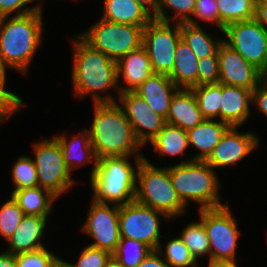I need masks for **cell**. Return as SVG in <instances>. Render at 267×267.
<instances>
[{"mask_svg": "<svg viewBox=\"0 0 267 267\" xmlns=\"http://www.w3.org/2000/svg\"><path fill=\"white\" fill-rule=\"evenodd\" d=\"M169 77L179 88L190 89L198 85V58L182 38L176 46Z\"/></svg>", "mask_w": 267, "mask_h": 267, "instance_id": "24", "label": "cell"}, {"mask_svg": "<svg viewBox=\"0 0 267 267\" xmlns=\"http://www.w3.org/2000/svg\"><path fill=\"white\" fill-rule=\"evenodd\" d=\"M16 267H60L62 259L45 247L33 252L15 255Z\"/></svg>", "mask_w": 267, "mask_h": 267, "instance_id": "37", "label": "cell"}, {"mask_svg": "<svg viewBox=\"0 0 267 267\" xmlns=\"http://www.w3.org/2000/svg\"><path fill=\"white\" fill-rule=\"evenodd\" d=\"M33 147L38 186L48 189L59 198L76 183L65 164L59 142L52 137L34 143Z\"/></svg>", "mask_w": 267, "mask_h": 267, "instance_id": "9", "label": "cell"}, {"mask_svg": "<svg viewBox=\"0 0 267 267\" xmlns=\"http://www.w3.org/2000/svg\"><path fill=\"white\" fill-rule=\"evenodd\" d=\"M47 217L25 215L12 237L7 241V252L17 255L44 248L41 240L45 235Z\"/></svg>", "mask_w": 267, "mask_h": 267, "instance_id": "20", "label": "cell"}, {"mask_svg": "<svg viewBox=\"0 0 267 267\" xmlns=\"http://www.w3.org/2000/svg\"><path fill=\"white\" fill-rule=\"evenodd\" d=\"M54 138L60 144L65 164L71 173L81 165L90 161L94 162V167L90 174L91 178L95 173L97 157L92 147L88 129L83 128L82 132L75 135L71 140L64 135H58Z\"/></svg>", "mask_w": 267, "mask_h": 267, "instance_id": "22", "label": "cell"}, {"mask_svg": "<svg viewBox=\"0 0 267 267\" xmlns=\"http://www.w3.org/2000/svg\"><path fill=\"white\" fill-rule=\"evenodd\" d=\"M218 53L198 59V85L218 83Z\"/></svg>", "mask_w": 267, "mask_h": 267, "instance_id": "40", "label": "cell"}, {"mask_svg": "<svg viewBox=\"0 0 267 267\" xmlns=\"http://www.w3.org/2000/svg\"><path fill=\"white\" fill-rule=\"evenodd\" d=\"M152 19L143 29V43L154 73L170 75L176 46L181 39L180 23Z\"/></svg>", "mask_w": 267, "mask_h": 267, "instance_id": "11", "label": "cell"}, {"mask_svg": "<svg viewBox=\"0 0 267 267\" xmlns=\"http://www.w3.org/2000/svg\"><path fill=\"white\" fill-rule=\"evenodd\" d=\"M135 200L163 212L170 219L187 210L172 185L169 167H155L146 158L138 166Z\"/></svg>", "mask_w": 267, "mask_h": 267, "instance_id": "6", "label": "cell"}, {"mask_svg": "<svg viewBox=\"0 0 267 267\" xmlns=\"http://www.w3.org/2000/svg\"><path fill=\"white\" fill-rule=\"evenodd\" d=\"M13 191L22 188L38 186L37 169L34 159L29 156H20L12 167Z\"/></svg>", "mask_w": 267, "mask_h": 267, "instance_id": "35", "label": "cell"}, {"mask_svg": "<svg viewBox=\"0 0 267 267\" xmlns=\"http://www.w3.org/2000/svg\"><path fill=\"white\" fill-rule=\"evenodd\" d=\"M237 128L231 126L205 160L214 170L238 163L259 145L255 133H240Z\"/></svg>", "mask_w": 267, "mask_h": 267, "instance_id": "16", "label": "cell"}, {"mask_svg": "<svg viewBox=\"0 0 267 267\" xmlns=\"http://www.w3.org/2000/svg\"><path fill=\"white\" fill-rule=\"evenodd\" d=\"M144 27L100 19L79 36L92 48L117 62L132 50L142 46Z\"/></svg>", "mask_w": 267, "mask_h": 267, "instance_id": "7", "label": "cell"}, {"mask_svg": "<svg viewBox=\"0 0 267 267\" xmlns=\"http://www.w3.org/2000/svg\"><path fill=\"white\" fill-rule=\"evenodd\" d=\"M106 156L97 159L96 169L90 178L93 200L98 203L122 206L136 198L137 170L145 157Z\"/></svg>", "mask_w": 267, "mask_h": 267, "instance_id": "4", "label": "cell"}, {"mask_svg": "<svg viewBox=\"0 0 267 267\" xmlns=\"http://www.w3.org/2000/svg\"><path fill=\"white\" fill-rule=\"evenodd\" d=\"M11 196L23 210L24 215L39 217H48L52 213L53 201L58 199L48 189L40 186L12 191Z\"/></svg>", "mask_w": 267, "mask_h": 267, "instance_id": "26", "label": "cell"}, {"mask_svg": "<svg viewBox=\"0 0 267 267\" xmlns=\"http://www.w3.org/2000/svg\"><path fill=\"white\" fill-rule=\"evenodd\" d=\"M42 12L0 17V57L14 70L26 74L43 34Z\"/></svg>", "mask_w": 267, "mask_h": 267, "instance_id": "3", "label": "cell"}, {"mask_svg": "<svg viewBox=\"0 0 267 267\" xmlns=\"http://www.w3.org/2000/svg\"><path fill=\"white\" fill-rule=\"evenodd\" d=\"M151 249L144 243L129 238H120L115 251L114 260L120 267H137Z\"/></svg>", "mask_w": 267, "mask_h": 267, "instance_id": "31", "label": "cell"}, {"mask_svg": "<svg viewBox=\"0 0 267 267\" xmlns=\"http://www.w3.org/2000/svg\"><path fill=\"white\" fill-rule=\"evenodd\" d=\"M217 53L220 71L219 84L253 90L262 80L261 71L247 62L224 41L220 44Z\"/></svg>", "mask_w": 267, "mask_h": 267, "instance_id": "15", "label": "cell"}, {"mask_svg": "<svg viewBox=\"0 0 267 267\" xmlns=\"http://www.w3.org/2000/svg\"><path fill=\"white\" fill-rule=\"evenodd\" d=\"M171 219L161 211L143 205L136 200L120 206V238H129L146 244L151 250H157L160 243L161 217Z\"/></svg>", "mask_w": 267, "mask_h": 267, "instance_id": "10", "label": "cell"}, {"mask_svg": "<svg viewBox=\"0 0 267 267\" xmlns=\"http://www.w3.org/2000/svg\"><path fill=\"white\" fill-rule=\"evenodd\" d=\"M106 267H120L114 260H111Z\"/></svg>", "mask_w": 267, "mask_h": 267, "instance_id": "51", "label": "cell"}, {"mask_svg": "<svg viewBox=\"0 0 267 267\" xmlns=\"http://www.w3.org/2000/svg\"><path fill=\"white\" fill-rule=\"evenodd\" d=\"M169 174L178 197L186 207L190 201L199 203V209L226 205V202L221 203L218 174L205 161L183 160L169 166Z\"/></svg>", "mask_w": 267, "mask_h": 267, "instance_id": "5", "label": "cell"}, {"mask_svg": "<svg viewBox=\"0 0 267 267\" xmlns=\"http://www.w3.org/2000/svg\"><path fill=\"white\" fill-rule=\"evenodd\" d=\"M203 120L193 91L180 88L172 98L166 123L188 131Z\"/></svg>", "mask_w": 267, "mask_h": 267, "instance_id": "21", "label": "cell"}, {"mask_svg": "<svg viewBox=\"0 0 267 267\" xmlns=\"http://www.w3.org/2000/svg\"><path fill=\"white\" fill-rule=\"evenodd\" d=\"M253 103L257 105L260 112L267 117V83L262 80L252 90V104Z\"/></svg>", "mask_w": 267, "mask_h": 267, "instance_id": "43", "label": "cell"}, {"mask_svg": "<svg viewBox=\"0 0 267 267\" xmlns=\"http://www.w3.org/2000/svg\"><path fill=\"white\" fill-rule=\"evenodd\" d=\"M111 260L110 252L88 245L83 249L76 263L62 260V265L65 267H106Z\"/></svg>", "mask_w": 267, "mask_h": 267, "instance_id": "38", "label": "cell"}, {"mask_svg": "<svg viewBox=\"0 0 267 267\" xmlns=\"http://www.w3.org/2000/svg\"><path fill=\"white\" fill-rule=\"evenodd\" d=\"M24 106L23 99L0 85V124Z\"/></svg>", "mask_w": 267, "mask_h": 267, "instance_id": "41", "label": "cell"}, {"mask_svg": "<svg viewBox=\"0 0 267 267\" xmlns=\"http://www.w3.org/2000/svg\"><path fill=\"white\" fill-rule=\"evenodd\" d=\"M101 19L134 26H146L153 16L135 0H104Z\"/></svg>", "mask_w": 267, "mask_h": 267, "instance_id": "25", "label": "cell"}, {"mask_svg": "<svg viewBox=\"0 0 267 267\" xmlns=\"http://www.w3.org/2000/svg\"><path fill=\"white\" fill-rule=\"evenodd\" d=\"M256 2H263V3H267V0H256Z\"/></svg>", "mask_w": 267, "mask_h": 267, "instance_id": "53", "label": "cell"}, {"mask_svg": "<svg viewBox=\"0 0 267 267\" xmlns=\"http://www.w3.org/2000/svg\"><path fill=\"white\" fill-rule=\"evenodd\" d=\"M139 5H141L148 13L153 17L158 12L159 0H135Z\"/></svg>", "mask_w": 267, "mask_h": 267, "instance_id": "46", "label": "cell"}, {"mask_svg": "<svg viewBox=\"0 0 267 267\" xmlns=\"http://www.w3.org/2000/svg\"><path fill=\"white\" fill-rule=\"evenodd\" d=\"M150 143L160 156L184 155L189 147L188 132L180 127L166 124Z\"/></svg>", "mask_w": 267, "mask_h": 267, "instance_id": "27", "label": "cell"}, {"mask_svg": "<svg viewBox=\"0 0 267 267\" xmlns=\"http://www.w3.org/2000/svg\"><path fill=\"white\" fill-rule=\"evenodd\" d=\"M137 267H170L158 250H151Z\"/></svg>", "mask_w": 267, "mask_h": 267, "instance_id": "44", "label": "cell"}, {"mask_svg": "<svg viewBox=\"0 0 267 267\" xmlns=\"http://www.w3.org/2000/svg\"><path fill=\"white\" fill-rule=\"evenodd\" d=\"M219 22L226 27L235 22L255 19L256 0H217Z\"/></svg>", "mask_w": 267, "mask_h": 267, "instance_id": "30", "label": "cell"}, {"mask_svg": "<svg viewBox=\"0 0 267 267\" xmlns=\"http://www.w3.org/2000/svg\"><path fill=\"white\" fill-rule=\"evenodd\" d=\"M229 203L208 209H199L200 220L206 230L210 260L235 261L238 236V222L229 210Z\"/></svg>", "mask_w": 267, "mask_h": 267, "instance_id": "8", "label": "cell"}, {"mask_svg": "<svg viewBox=\"0 0 267 267\" xmlns=\"http://www.w3.org/2000/svg\"><path fill=\"white\" fill-rule=\"evenodd\" d=\"M28 5L24 0H0V17L10 16L13 12L15 16H22L33 11L42 12L40 4L31 7H25Z\"/></svg>", "mask_w": 267, "mask_h": 267, "instance_id": "42", "label": "cell"}, {"mask_svg": "<svg viewBox=\"0 0 267 267\" xmlns=\"http://www.w3.org/2000/svg\"><path fill=\"white\" fill-rule=\"evenodd\" d=\"M119 104L132 125L142 146L152 141L167 124L166 118L154 112L148 103L134 91L118 93Z\"/></svg>", "mask_w": 267, "mask_h": 267, "instance_id": "14", "label": "cell"}, {"mask_svg": "<svg viewBox=\"0 0 267 267\" xmlns=\"http://www.w3.org/2000/svg\"><path fill=\"white\" fill-rule=\"evenodd\" d=\"M255 20L267 31V3L256 2Z\"/></svg>", "mask_w": 267, "mask_h": 267, "instance_id": "45", "label": "cell"}, {"mask_svg": "<svg viewBox=\"0 0 267 267\" xmlns=\"http://www.w3.org/2000/svg\"><path fill=\"white\" fill-rule=\"evenodd\" d=\"M261 73H262V81L267 83V66Z\"/></svg>", "mask_w": 267, "mask_h": 267, "instance_id": "50", "label": "cell"}, {"mask_svg": "<svg viewBox=\"0 0 267 267\" xmlns=\"http://www.w3.org/2000/svg\"><path fill=\"white\" fill-rule=\"evenodd\" d=\"M27 4H29V3H33L34 1H36V0H24ZM37 1H39V0H37ZM41 1V0H40Z\"/></svg>", "mask_w": 267, "mask_h": 267, "instance_id": "52", "label": "cell"}, {"mask_svg": "<svg viewBox=\"0 0 267 267\" xmlns=\"http://www.w3.org/2000/svg\"><path fill=\"white\" fill-rule=\"evenodd\" d=\"M179 237L188 247L196 261L198 260V257L204 256L207 253L209 254L208 256L210 260L209 239L201 220L186 225Z\"/></svg>", "mask_w": 267, "mask_h": 267, "instance_id": "32", "label": "cell"}, {"mask_svg": "<svg viewBox=\"0 0 267 267\" xmlns=\"http://www.w3.org/2000/svg\"><path fill=\"white\" fill-rule=\"evenodd\" d=\"M117 81L124 79L126 86L118 84V92L134 91L154 72L145 47L132 50L117 62Z\"/></svg>", "mask_w": 267, "mask_h": 267, "instance_id": "17", "label": "cell"}, {"mask_svg": "<svg viewBox=\"0 0 267 267\" xmlns=\"http://www.w3.org/2000/svg\"><path fill=\"white\" fill-rule=\"evenodd\" d=\"M118 103H94V119L88 131L95 155L97 159L106 156L145 157L139 153L143 146Z\"/></svg>", "mask_w": 267, "mask_h": 267, "instance_id": "1", "label": "cell"}, {"mask_svg": "<svg viewBox=\"0 0 267 267\" xmlns=\"http://www.w3.org/2000/svg\"><path fill=\"white\" fill-rule=\"evenodd\" d=\"M190 89L196 97L198 107L204 119L215 120V118H220L222 84L196 85Z\"/></svg>", "mask_w": 267, "mask_h": 267, "instance_id": "29", "label": "cell"}, {"mask_svg": "<svg viewBox=\"0 0 267 267\" xmlns=\"http://www.w3.org/2000/svg\"><path fill=\"white\" fill-rule=\"evenodd\" d=\"M72 87L75 95L85 97L92 94L94 103L116 102L113 96L103 97L113 88L118 90L117 63L104 53L92 48L79 35L73 42Z\"/></svg>", "mask_w": 267, "mask_h": 267, "instance_id": "2", "label": "cell"}, {"mask_svg": "<svg viewBox=\"0 0 267 267\" xmlns=\"http://www.w3.org/2000/svg\"><path fill=\"white\" fill-rule=\"evenodd\" d=\"M157 250L170 267H198L197 261L180 237L168 241L165 252L161 244L158 246Z\"/></svg>", "mask_w": 267, "mask_h": 267, "instance_id": "33", "label": "cell"}, {"mask_svg": "<svg viewBox=\"0 0 267 267\" xmlns=\"http://www.w3.org/2000/svg\"><path fill=\"white\" fill-rule=\"evenodd\" d=\"M252 90L222 85L220 121L232 127H239L251 115Z\"/></svg>", "mask_w": 267, "mask_h": 267, "instance_id": "19", "label": "cell"}, {"mask_svg": "<svg viewBox=\"0 0 267 267\" xmlns=\"http://www.w3.org/2000/svg\"><path fill=\"white\" fill-rule=\"evenodd\" d=\"M192 18L188 23L192 25H199L198 19L203 22H211L216 24L219 30L223 32L224 26L219 22V9L217 5V0H196L194 13ZM197 19V21H196Z\"/></svg>", "mask_w": 267, "mask_h": 267, "instance_id": "39", "label": "cell"}, {"mask_svg": "<svg viewBox=\"0 0 267 267\" xmlns=\"http://www.w3.org/2000/svg\"><path fill=\"white\" fill-rule=\"evenodd\" d=\"M0 267H16L15 255L6 250L0 253Z\"/></svg>", "mask_w": 267, "mask_h": 267, "instance_id": "47", "label": "cell"}, {"mask_svg": "<svg viewBox=\"0 0 267 267\" xmlns=\"http://www.w3.org/2000/svg\"><path fill=\"white\" fill-rule=\"evenodd\" d=\"M24 216L23 210L11 196L0 207V236L8 241Z\"/></svg>", "mask_w": 267, "mask_h": 267, "instance_id": "36", "label": "cell"}, {"mask_svg": "<svg viewBox=\"0 0 267 267\" xmlns=\"http://www.w3.org/2000/svg\"><path fill=\"white\" fill-rule=\"evenodd\" d=\"M179 89L168 75L153 73L134 92L141 96L155 113L166 118L172 98Z\"/></svg>", "mask_w": 267, "mask_h": 267, "instance_id": "18", "label": "cell"}, {"mask_svg": "<svg viewBox=\"0 0 267 267\" xmlns=\"http://www.w3.org/2000/svg\"><path fill=\"white\" fill-rule=\"evenodd\" d=\"M231 126L225 122L204 119L194 128L188 130L189 146L199 149L192 160L205 161Z\"/></svg>", "mask_w": 267, "mask_h": 267, "instance_id": "23", "label": "cell"}, {"mask_svg": "<svg viewBox=\"0 0 267 267\" xmlns=\"http://www.w3.org/2000/svg\"><path fill=\"white\" fill-rule=\"evenodd\" d=\"M181 38L192 49L198 59L214 55L223 39L214 41L200 25L180 23Z\"/></svg>", "mask_w": 267, "mask_h": 267, "instance_id": "28", "label": "cell"}, {"mask_svg": "<svg viewBox=\"0 0 267 267\" xmlns=\"http://www.w3.org/2000/svg\"><path fill=\"white\" fill-rule=\"evenodd\" d=\"M112 207V208H111ZM120 206L92 200L82 231L94 239L89 246L110 252L115 251L120 240Z\"/></svg>", "mask_w": 267, "mask_h": 267, "instance_id": "13", "label": "cell"}, {"mask_svg": "<svg viewBox=\"0 0 267 267\" xmlns=\"http://www.w3.org/2000/svg\"><path fill=\"white\" fill-rule=\"evenodd\" d=\"M195 2L196 0H159L158 12L153 18L165 22H170L173 19L177 21L176 23H188L192 19ZM166 8L167 11L171 9L176 13L169 16L166 14Z\"/></svg>", "mask_w": 267, "mask_h": 267, "instance_id": "34", "label": "cell"}, {"mask_svg": "<svg viewBox=\"0 0 267 267\" xmlns=\"http://www.w3.org/2000/svg\"><path fill=\"white\" fill-rule=\"evenodd\" d=\"M207 267H238L236 261L209 260Z\"/></svg>", "mask_w": 267, "mask_h": 267, "instance_id": "48", "label": "cell"}, {"mask_svg": "<svg viewBox=\"0 0 267 267\" xmlns=\"http://www.w3.org/2000/svg\"><path fill=\"white\" fill-rule=\"evenodd\" d=\"M223 34L227 45L238 52L247 62L261 72L267 66V31L255 20L227 25Z\"/></svg>", "mask_w": 267, "mask_h": 267, "instance_id": "12", "label": "cell"}, {"mask_svg": "<svg viewBox=\"0 0 267 267\" xmlns=\"http://www.w3.org/2000/svg\"><path fill=\"white\" fill-rule=\"evenodd\" d=\"M6 68H9L4 61L2 60V58L0 57V85L5 89H6Z\"/></svg>", "mask_w": 267, "mask_h": 267, "instance_id": "49", "label": "cell"}]
</instances>
